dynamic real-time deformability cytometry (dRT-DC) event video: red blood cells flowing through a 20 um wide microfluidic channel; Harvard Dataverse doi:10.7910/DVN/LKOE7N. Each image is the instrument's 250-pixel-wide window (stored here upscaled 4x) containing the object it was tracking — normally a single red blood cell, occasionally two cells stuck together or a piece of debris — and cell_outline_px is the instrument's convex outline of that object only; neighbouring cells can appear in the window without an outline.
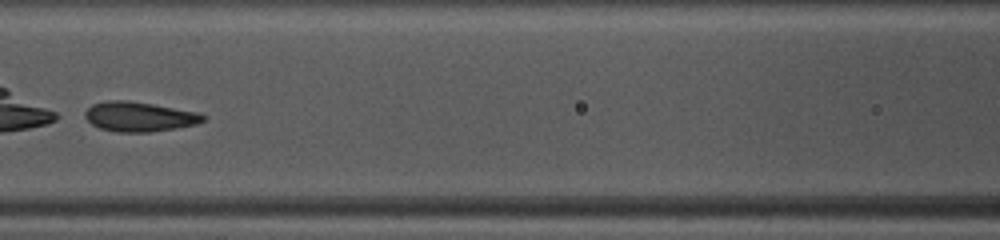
{"species": "common noctule bat (a hibernating species)", "species_latin": "Nyctalus noctula", "temperature_condition": "warm", "stored_images_in_passage": 34, "camera_frame_rate_fps": 3000, "um_per_image_px": 0.085, "animal": {"sex": "female", "body_mass_g": 10.0, "forearm_length_mm": 53.1}, "frame": {"image": 1, "passage_image": 10, "time_ms": 3.0, "image_size_px": [1000, 240], "cell_outline_px": [[208, 116], [204, 120], [196, 124], [176, 128], [152, 132], [116, 132], [100, 128], [92, 124], [84, 116], [84, 112], [92, 104], [108, 100], [128, 100], [200, 112]], "centroid_in_image_um": [11.86, 9.91], "position_along_channel_um": 154.7, "area_um2": 20.58}}
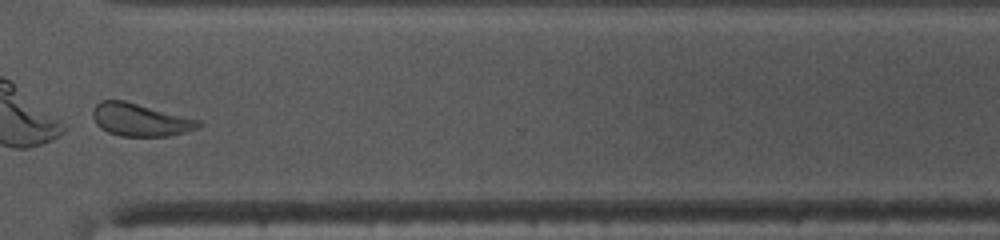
{"frame": {"image": 2, "passage_image": 25, "time_ms": 8.0, "image_size_px": [1000, 240], "cell_outline_px": [[200, 124], [196, 128], [184, 132], [168, 136], [120, 136], [108, 132], [100, 128], [96, 124], [92, 116], [92, 112], [96, 104], [100, 100], [124, 100], [200, 120]], "centroid_in_image_um": [11.86, 10.18], "position_along_channel_um": 358.7, "area_um2": 20.0}, "authors_computed_cell_mechanics": {"area_um2": 20.3167, "velocity_mm_per_s": 4.0836, "shape_relaxation_time_tau1_ms": 2.2727, "shape_relaxation_time_tau2_ms": null, "deformation_change_tau1": 0.1351, "deformation_change_tau2": null}}